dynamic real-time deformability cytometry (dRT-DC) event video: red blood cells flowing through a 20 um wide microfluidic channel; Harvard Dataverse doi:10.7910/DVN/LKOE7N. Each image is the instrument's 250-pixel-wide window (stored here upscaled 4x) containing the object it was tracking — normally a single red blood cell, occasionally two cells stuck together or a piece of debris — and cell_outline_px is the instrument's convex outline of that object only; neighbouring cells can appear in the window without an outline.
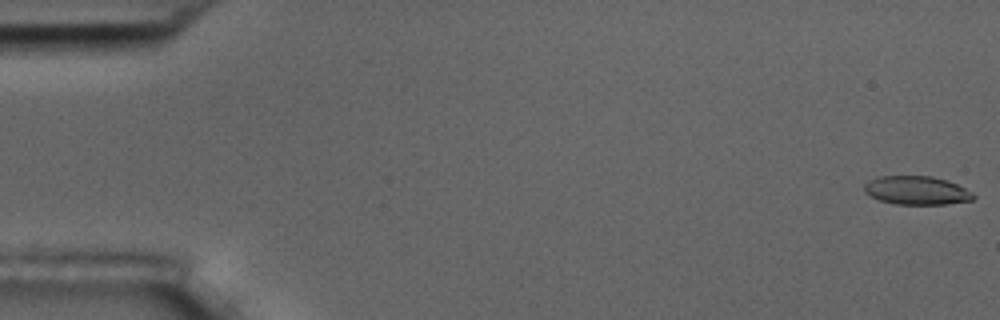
{"species": "common noctule bat (a hibernating species)", "species_latin": "Nyctalus noctula", "temperature_condition": "room temperature", "stored_images_in_passage": 7, "camera_frame_rate_fps": 3000, "um_per_image_px": 0.085, "animal": {"sex": "male", "body_mass_g": 17.5, "forearm_length_mm": 52.3}, "frame": {"image": 1, "passage_image": 1, "time_ms": 0.0, "image_size_px": [1000, 320], "cell_outline_px": [[976, 196], [972, 200], [948, 204], [896, 204], [880, 200], [864, 192], [864, 184], [880, 176], [932, 176], [948, 180], [972, 192]], "centroid_in_image_um": [77.94, 16.18], "position_along_channel_um": 7.1, "area_um2": 18.03}}
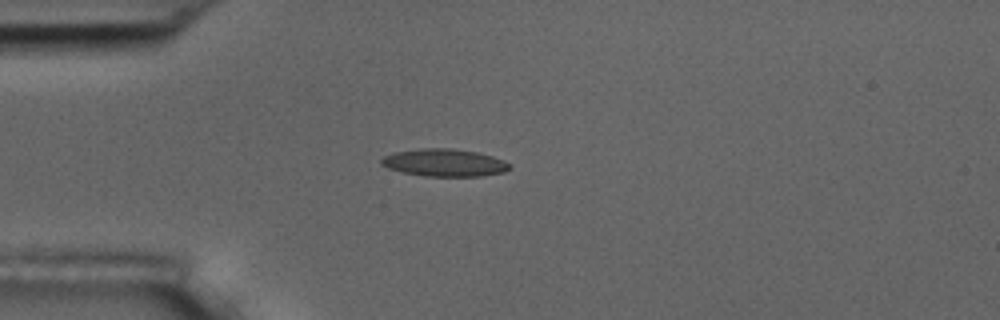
{"frame": {"image": 2, "passage_image": 5, "time_ms": 4.667, "image_size_px": [1000, 320], "cell_outline_px": [[512, 168], [504, 172], [480, 176], [424, 176], [404, 172], [388, 168], [380, 164], [380, 160], [384, 156], [392, 152], [424, 148], [452, 148], [476, 152], [492, 156], [504, 160], [512, 164]], "centroid_in_image_um": [37.79, 13.82], "position_along_channel_um": 47.2, "area_um2": 20.63}}